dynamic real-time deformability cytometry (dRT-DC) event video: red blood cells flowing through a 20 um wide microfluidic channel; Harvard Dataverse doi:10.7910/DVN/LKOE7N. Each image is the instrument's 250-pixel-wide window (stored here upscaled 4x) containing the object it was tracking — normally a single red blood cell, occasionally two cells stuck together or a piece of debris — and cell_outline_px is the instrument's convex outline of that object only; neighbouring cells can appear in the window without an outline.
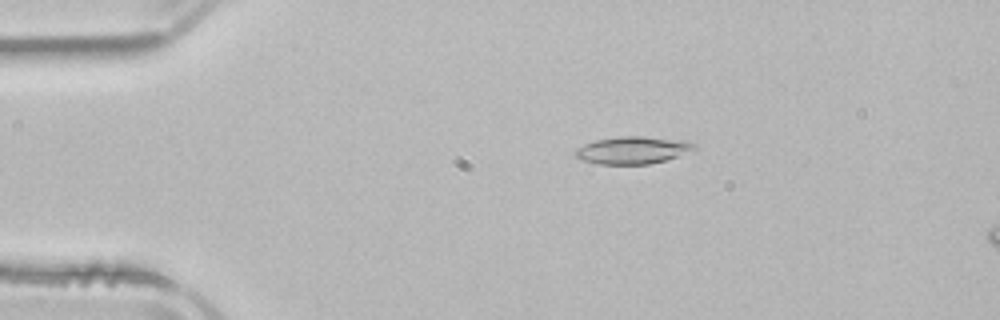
{"species": "common noctule bat (a hibernating species)", "species_latin": "Nyctalus noctula", "temperature_condition": "room temperature", "stored_images_in_passage": 5, "camera_frame_rate_fps": 3000, "um_per_image_px": 0.085, "animal": {"sex": "male", "body_mass_g": 21.5, "forearm_length_mm": 52.0}, "frame": {"image": 1, "passage_image": 5, "time_ms": 5.0, "image_size_px": [1000, 320], "cell_outline_px": [[696, 148], [676, 156], [664, 160], [648, 164], [596, 164], [580, 160], [576, 156], [576, 148], [584, 144], [596, 140], [620, 136], [640, 136], [688, 140], [696, 144]], "centroid_in_image_um": [53.76, 12.75], "position_along_channel_um": 31.2, "area_um2": 18.9}}